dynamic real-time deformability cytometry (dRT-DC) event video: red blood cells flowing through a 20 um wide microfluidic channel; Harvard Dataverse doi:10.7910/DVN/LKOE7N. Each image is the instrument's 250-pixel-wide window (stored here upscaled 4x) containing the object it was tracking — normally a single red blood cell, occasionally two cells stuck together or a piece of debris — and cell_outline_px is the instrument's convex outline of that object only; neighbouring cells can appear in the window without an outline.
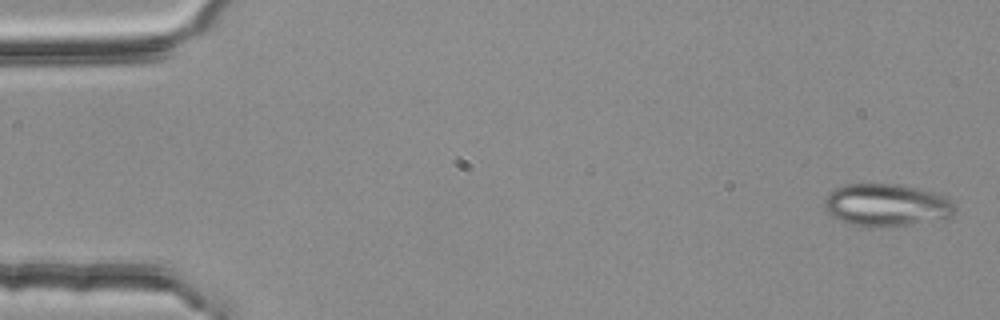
{"species": "common noctule bat (a hibernating species)", "species_latin": "Nyctalus noctula", "temperature_condition": "room temperature", "stored_images_in_passage": 2, "camera_frame_rate_fps": 3000, "um_per_image_px": 0.085, "animal": {"sex": "female", "body_mass_g": 25.1}, "frame": {"image": 1, "passage_image": 2, "time_ms": 0.333, "image_size_px": [1000, 320], "cell_outline_px": [[956, 212], [952, 216], [912, 224], [872, 228], [848, 224], [832, 216], [828, 212], [824, 204], [824, 200], [836, 188], [844, 184], [900, 184], [936, 192], [948, 196], [956, 208]], "centroid_in_image_um": [75.38, 17.43], "position_along_channel_um": 9.6, "area_um2": 32.48}}